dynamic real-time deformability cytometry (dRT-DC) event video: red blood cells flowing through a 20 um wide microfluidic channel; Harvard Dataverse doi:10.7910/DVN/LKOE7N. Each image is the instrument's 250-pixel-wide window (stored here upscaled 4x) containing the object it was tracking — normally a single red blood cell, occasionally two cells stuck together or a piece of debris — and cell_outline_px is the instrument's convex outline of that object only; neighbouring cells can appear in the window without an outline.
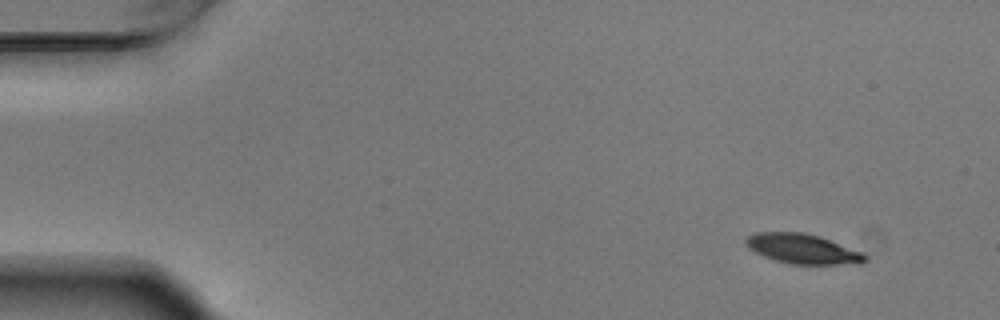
{"species": "Egyptian fruit bat (a non-hibernating species)", "species_latin": "Rousettus aegyptiacus", "temperature_condition": "warm", "stored_images_in_passage": 5, "camera_frame_rate_fps": 3000, "um_per_image_px": 0.085, "animal": {"sex": "male"}, "frame": {"image": 1, "passage_image": 1, "time_ms": 0.0, "image_size_px": [1000, 320], "cell_outline_px": [[868, 260], [860, 264], [792, 264], [776, 260], [764, 256], [748, 248], [744, 240], [748, 236], [756, 232], [804, 232], [820, 236], [860, 252], [868, 256]], "centroid_in_image_um": [68.22, 21.15], "position_along_channel_um": 16.8, "area_um2": 20.58}}
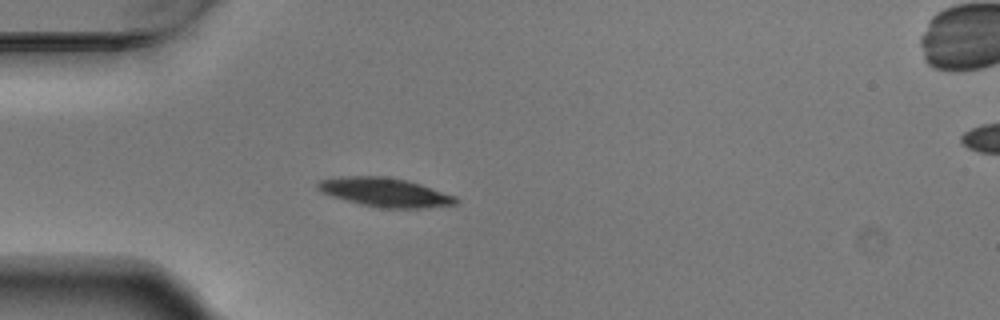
{"frame": {"image": 2, "passage_image": 4, "time_ms": 1.0, "image_size_px": [1000, 320], "cell_outline_px": [[460, 200], [456, 204], [428, 208], [380, 208], [360, 204], [332, 196], [320, 192], [316, 188], [316, 184], [320, 180], [340, 176], [384, 176], [404, 180], [420, 184], [456, 196]], "centroid_in_image_um": [32.72, 16.35], "position_along_channel_um": 52.3, "area_um2": 23.35}}